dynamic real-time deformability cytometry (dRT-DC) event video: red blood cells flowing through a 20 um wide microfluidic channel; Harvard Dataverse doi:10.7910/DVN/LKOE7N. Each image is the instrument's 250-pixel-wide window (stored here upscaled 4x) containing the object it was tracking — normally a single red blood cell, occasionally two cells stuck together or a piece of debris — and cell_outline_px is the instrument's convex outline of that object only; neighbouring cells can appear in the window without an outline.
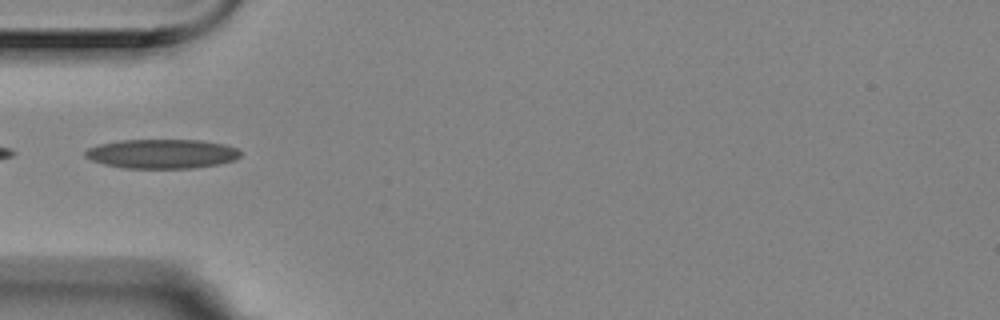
{"species": "Egyptian fruit bat (a non-hibernating species)", "species_latin": "Rousettus aegyptiacus", "temperature_condition": "room temperature", "stored_images_in_passage": 8, "camera_frame_rate_fps": 3000, "um_per_image_px": 0.085, "animal": {"sex": "female"}, "frame": {"image": 1, "passage_image": 5, "time_ms": 1.333, "image_size_px": [1000, 320], "cell_outline_px": [[240, 156], [236, 160], [216, 164], [192, 168], [124, 168], [104, 164], [92, 160], [84, 156], [84, 152], [88, 148], [100, 144], [120, 140], [200, 140], [224, 144], [236, 148], [240, 152]], "centroid_in_image_um": [13.75, 13.07], "position_along_channel_um": 71.2, "area_um2": 26.41}}
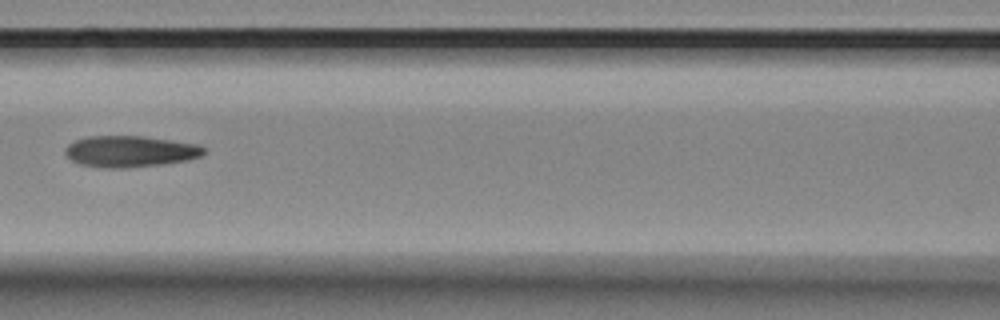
{"frame": {"image": 2, "passage_image": 7, "time_ms": 2.0, "image_size_px": [1000, 320], "cell_outline_px": [[204, 152], [200, 156], [188, 160], [164, 164], [124, 168], [104, 168], [80, 164], [72, 160], [64, 152], [64, 148], [68, 144], [76, 140], [88, 136], [144, 136], [200, 144], [204, 148]], "centroid_in_image_um": [11.06, 12.87], "position_along_channel_um": 155.5, "area_um2": 25.37}}
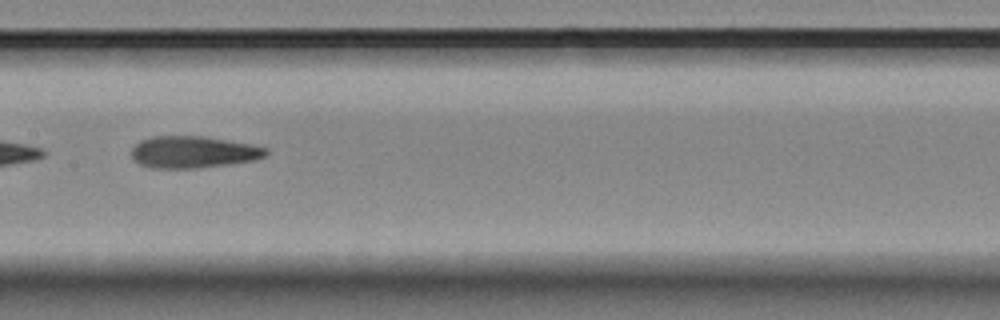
{"frame": {"image": 3, "passage_image": 8, "time_ms": 2.333, "image_size_px": [1000, 320], "cell_outline_px": [[268, 152], [264, 156], [252, 160], [228, 164], [196, 168], [152, 168], [140, 164], [132, 156], [132, 148], [140, 140], [152, 136], [208, 136], [252, 144], [268, 148]], "centroid_in_image_um": [16.43, 12.91], "position_along_channel_um": 191.0, "area_um2": 24.97}}